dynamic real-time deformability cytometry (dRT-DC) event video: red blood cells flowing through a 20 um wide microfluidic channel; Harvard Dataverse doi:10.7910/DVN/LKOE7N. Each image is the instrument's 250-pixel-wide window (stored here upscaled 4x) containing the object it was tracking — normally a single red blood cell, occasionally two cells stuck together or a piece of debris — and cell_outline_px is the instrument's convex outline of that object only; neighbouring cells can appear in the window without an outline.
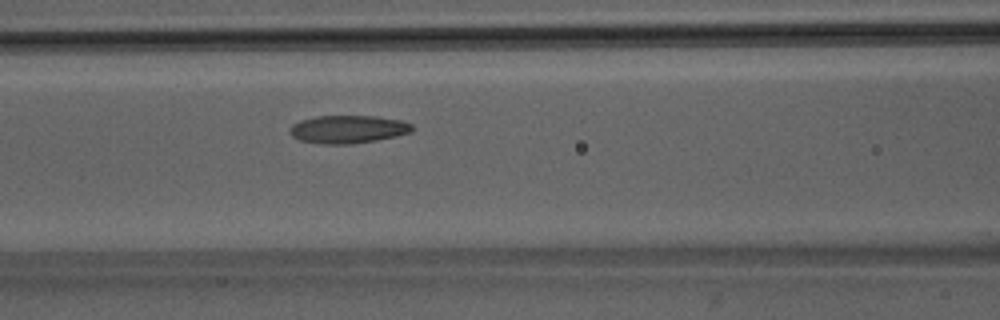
{"species": "Egyptian fruit bat (a non-hibernating species)", "species_latin": "Rousettus aegyptiacus", "temperature_condition": "room temperature", "stored_images_in_passage": 45, "camera_frame_rate_fps": 3000, "um_per_image_px": 0.085, "animal": {"sex": "male"}, "frame": {"image": 1, "passage_image": 16, "time_ms": 5.0, "image_size_px": [1000, 320], "cell_outline_px": [[412, 132], [396, 136], [376, 140], [352, 144], [324, 144], [300, 140], [292, 136], [288, 132], [292, 124], [300, 120], [316, 116], [376, 116], [400, 120], [412, 124]], "centroid_in_image_um": [29.56, 10.98], "position_along_channel_um": 137.0, "area_um2": 19.94}}
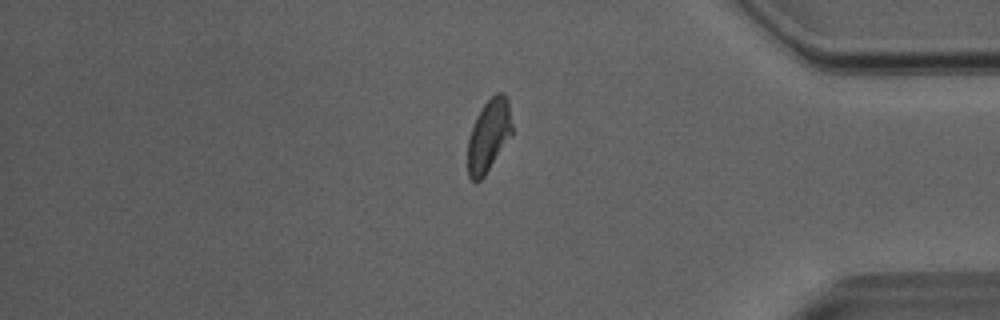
{"frame": {"image": 2, "passage_image": 37, "time_ms": 12.0, "image_size_px": [1000, 320], "cell_outline_px": [[512, 136], [484, 176], [480, 180], [472, 180], [468, 176], [468, 140], [476, 116], [484, 104], [496, 92], [504, 92], [508, 96], [512, 124]], "centroid_in_image_um": [41.57, 11.48], "position_along_channel_um": 393.6, "area_um2": 18.79}}
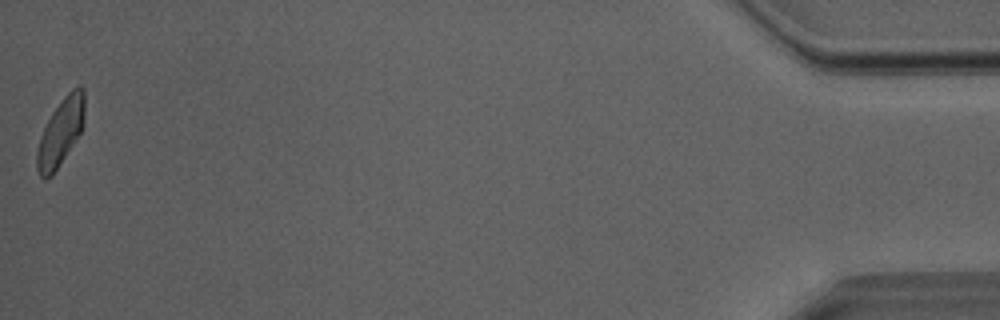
{"frame": {"image": 3, "passage_image": 45, "time_ms": 14.667, "image_size_px": [1000, 320], "cell_outline_px": [[84, 124], [80, 132], [52, 176], [44, 180], [40, 176], [36, 168], [36, 152], [40, 136], [52, 112], [64, 96], [72, 88], [80, 84], [84, 88]], "centroid_in_image_um": [5.14, 11.22], "position_along_channel_um": 430.1, "area_um2": 18.55}, "authors_computed_cell_mechanics": {"area_um2": 19.5364, "velocity_mm_per_s": 4.0281, "shape_relaxation_time_tau1_ms": 5.2735, "shape_relaxation_time_tau2_ms": 2.3558, "deformation_change_tau1": 0.1691, "deformation_change_tau2": 0.0917}}